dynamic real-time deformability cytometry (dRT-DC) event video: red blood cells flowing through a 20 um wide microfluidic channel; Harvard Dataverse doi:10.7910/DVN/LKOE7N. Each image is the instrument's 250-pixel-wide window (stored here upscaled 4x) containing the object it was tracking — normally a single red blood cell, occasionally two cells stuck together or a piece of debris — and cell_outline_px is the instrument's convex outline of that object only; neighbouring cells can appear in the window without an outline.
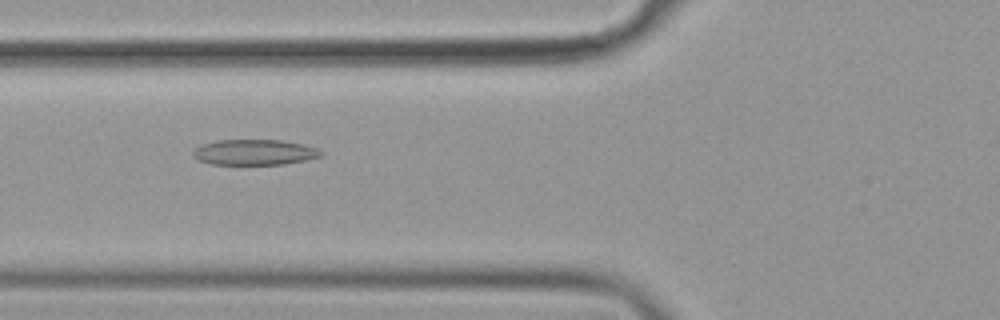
{"species": "common noctule bat (a hibernating species)", "species_latin": "Nyctalus noctula", "temperature_condition": "cold", "stored_images_in_passage": 57, "camera_frame_rate_fps": 3000, "um_per_image_px": 0.085, "animal": {"sex": "female", "body_mass_g": 19.9}, "frame": {"image": 1, "passage_image": 22, "time_ms": 7.0, "image_size_px": [1000, 320], "cell_outline_px": [[324, 156], [284, 164], [212, 164], [200, 160], [192, 156], [192, 152], [200, 144], [216, 140], [280, 140], [304, 144], [316, 148], [324, 152]], "centroid_in_image_um": [21.64, 12.93], "position_along_channel_um": 104.2, "area_um2": 19.07}}
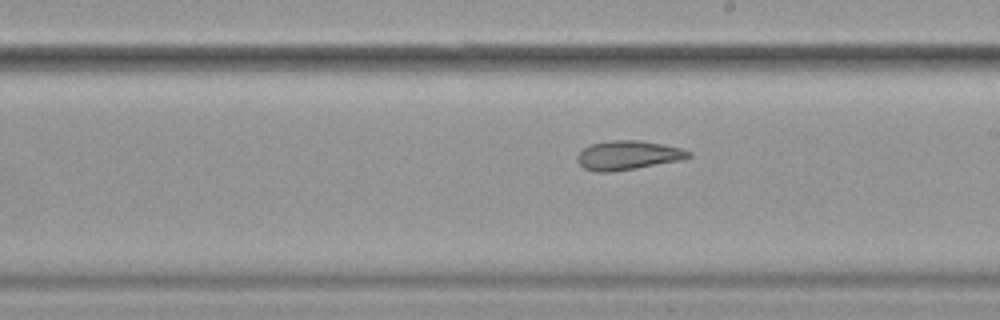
{"frame": {"image": 2, "passage_image": 33, "time_ms": 10.667, "image_size_px": [1000, 320], "cell_outline_px": [[692, 156], [680, 160], [636, 168], [612, 172], [596, 172], [584, 168], [576, 160], [576, 156], [584, 148], [592, 144], [612, 140], [640, 140], [680, 148], [692, 152]], "centroid_in_image_um": [53.36, 13.2], "position_along_channel_um": 235.6, "area_um2": 18.73}}
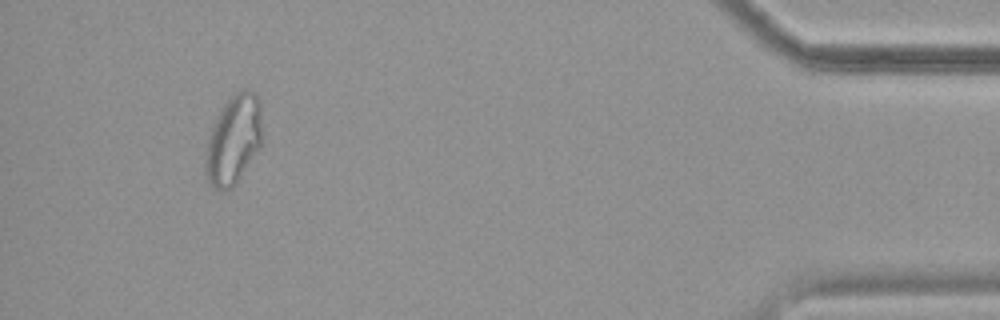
{"frame": {"image": 3, "passage_image": 53, "time_ms": 17.333, "image_size_px": [1000, 320], "cell_outline_px": [[264, 140], [260, 148], [236, 184], [232, 188], [216, 188], [208, 184], [204, 168], [204, 160], [208, 136], [224, 104], [240, 88], [244, 88], [252, 92], [260, 100]], "centroid_in_image_um": [19.88, 11.88], "position_along_channel_um": 415.3, "area_um2": 29.88}, "authors_computed_cell_mechanics": {"area_um2": 22.5998, "velocity_mm_per_s": 3.5939, "shape_relaxation_time_tau1_ms": 9.2007, "shape_relaxation_time_tau2_ms": 3.0029, "deformation_change_tau1": 0.1882, "deformation_change_tau2": 0.1065}}